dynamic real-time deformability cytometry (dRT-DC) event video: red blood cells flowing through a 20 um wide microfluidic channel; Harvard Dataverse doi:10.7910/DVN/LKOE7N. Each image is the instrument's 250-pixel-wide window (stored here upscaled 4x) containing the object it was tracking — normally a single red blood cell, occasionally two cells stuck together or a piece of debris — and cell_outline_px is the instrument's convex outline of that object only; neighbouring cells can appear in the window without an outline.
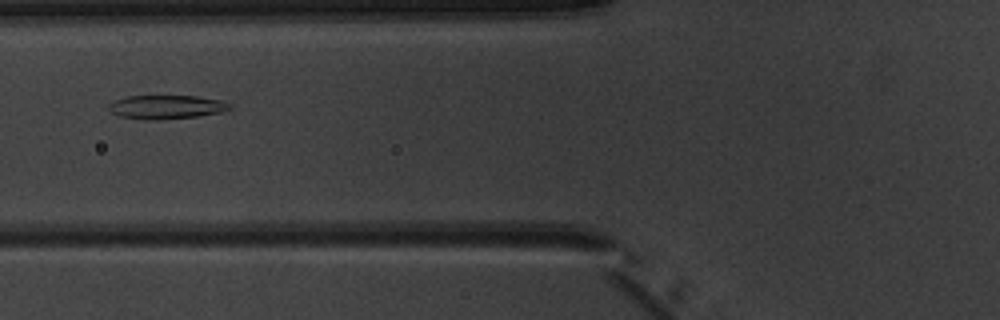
{"species": "common noctule bat (a hibernating species)", "species_latin": "Nyctalus noctula", "temperature_condition": "warm", "stored_images_in_passage": 8, "camera_frame_rate_fps": 3000, "um_per_image_px": 0.085, "animal": {"sex": "male", "body_mass_g": 20.1, "forearm_length_mm": 53.5}, "frame": {"image": 1, "passage_image": 7, "time_ms": 7.333, "image_size_px": [1000, 320], "cell_outline_px": [[236, 108], [220, 112], [196, 116], [156, 120], [144, 120], [120, 116], [112, 112], [108, 108], [108, 104], [124, 96], [196, 96], [220, 100], [232, 104]], "centroid_in_image_um": [14.16, 9.09], "position_along_channel_um": 111.6, "area_um2": 16.82}}
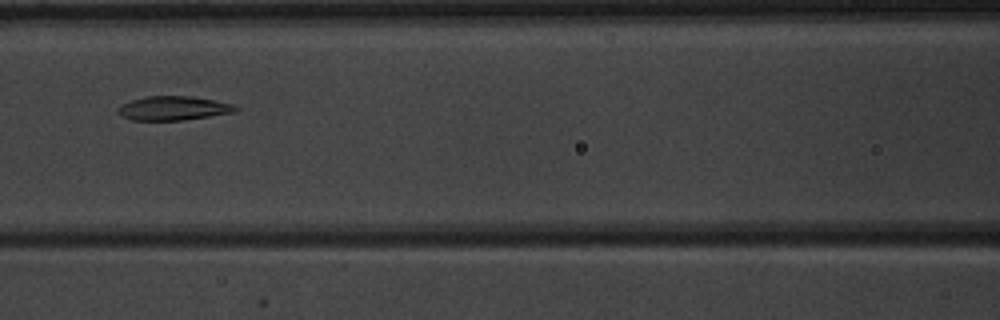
{"frame": {"image": 2, "passage_image": 8, "time_ms": 8.333, "image_size_px": [1000, 320], "cell_outline_px": [[240, 108], [236, 112], [184, 120], [132, 120], [120, 116], [116, 112], [120, 104], [144, 96], [192, 96], [216, 100], [232, 104]], "centroid_in_image_um": [14.72, 9.19], "position_along_channel_um": 151.9, "area_um2": 16.7}}